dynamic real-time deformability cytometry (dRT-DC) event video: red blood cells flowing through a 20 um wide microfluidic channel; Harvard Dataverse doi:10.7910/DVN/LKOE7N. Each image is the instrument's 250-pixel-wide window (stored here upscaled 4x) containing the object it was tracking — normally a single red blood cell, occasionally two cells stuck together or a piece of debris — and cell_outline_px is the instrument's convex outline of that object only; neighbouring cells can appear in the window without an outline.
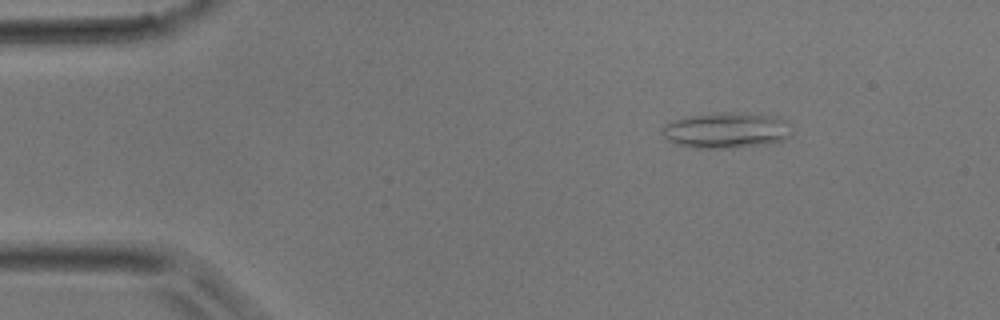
{"species": "common noctule bat (a hibernating species)", "species_latin": "Nyctalus noctula", "temperature_condition": "room temperature", "stored_images_in_passage": 3, "camera_frame_rate_fps": 3000, "um_per_image_px": 0.085, "animal": {"sex": "male", "body_mass_g": 17.9}, "frame": {"image": 1, "passage_image": 1, "time_ms": 0.0, "image_size_px": [1000, 320], "cell_outline_px": [[792, 136], [784, 140], [772, 144], [736, 148], [696, 148], [676, 144], [668, 140], [664, 136], [664, 124], [688, 116], [724, 112], [740, 112], [776, 116], [792, 124]], "centroid_in_image_um": [61.85, 11.09], "position_along_channel_um": 23.1, "area_um2": 27.4}}